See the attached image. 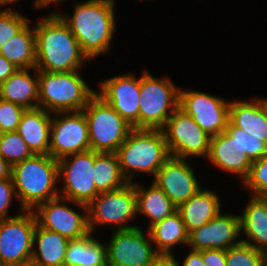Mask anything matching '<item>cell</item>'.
I'll return each mask as SVG.
<instances>
[{
  "label": "cell",
  "instance_id": "6da1fadb",
  "mask_svg": "<svg viewBox=\"0 0 267 266\" xmlns=\"http://www.w3.org/2000/svg\"><path fill=\"white\" fill-rule=\"evenodd\" d=\"M36 71L70 72L87 56L60 14L53 12L35 27Z\"/></svg>",
  "mask_w": 267,
  "mask_h": 266
},
{
  "label": "cell",
  "instance_id": "7a4b0ae2",
  "mask_svg": "<svg viewBox=\"0 0 267 266\" xmlns=\"http://www.w3.org/2000/svg\"><path fill=\"white\" fill-rule=\"evenodd\" d=\"M113 3V0H87L75 5L71 19L61 16L89 60L110 47L115 32Z\"/></svg>",
  "mask_w": 267,
  "mask_h": 266
},
{
  "label": "cell",
  "instance_id": "3957f363",
  "mask_svg": "<svg viewBox=\"0 0 267 266\" xmlns=\"http://www.w3.org/2000/svg\"><path fill=\"white\" fill-rule=\"evenodd\" d=\"M11 177L23 211L58 197V160L49 154H33L14 164Z\"/></svg>",
  "mask_w": 267,
  "mask_h": 266
},
{
  "label": "cell",
  "instance_id": "277c9868",
  "mask_svg": "<svg viewBox=\"0 0 267 266\" xmlns=\"http://www.w3.org/2000/svg\"><path fill=\"white\" fill-rule=\"evenodd\" d=\"M116 154L121 172L129 183L134 176L130 169L152 173L155 176L159 168L170 158L163 131L150 129L133 128Z\"/></svg>",
  "mask_w": 267,
  "mask_h": 266
},
{
  "label": "cell",
  "instance_id": "5b68a950",
  "mask_svg": "<svg viewBox=\"0 0 267 266\" xmlns=\"http://www.w3.org/2000/svg\"><path fill=\"white\" fill-rule=\"evenodd\" d=\"M38 107L47 112L82 111L97 93L88 87L77 70L70 72L38 71Z\"/></svg>",
  "mask_w": 267,
  "mask_h": 266
},
{
  "label": "cell",
  "instance_id": "8992f818",
  "mask_svg": "<svg viewBox=\"0 0 267 266\" xmlns=\"http://www.w3.org/2000/svg\"><path fill=\"white\" fill-rule=\"evenodd\" d=\"M82 111L88 125L90 150L94 152L116 153L133 129L97 94Z\"/></svg>",
  "mask_w": 267,
  "mask_h": 266
},
{
  "label": "cell",
  "instance_id": "52a82bcc",
  "mask_svg": "<svg viewBox=\"0 0 267 266\" xmlns=\"http://www.w3.org/2000/svg\"><path fill=\"white\" fill-rule=\"evenodd\" d=\"M179 101L180 90L169 79L157 80L147 72L143 73L140 77L139 129L162 130L179 107Z\"/></svg>",
  "mask_w": 267,
  "mask_h": 266
},
{
  "label": "cell",
  "instance_id": "ba28073f",
  "mask_svg": "<svg viewBox=\"0 0 267 266\" xmlns=\"http://www.w3.org/2000/svg\"><path fill=\"white\" fill-rule=\"evenodd\" d=\"M88 228L90 233L95 224H117V230H127L136 226L123 225L137 214V195L134 183L107 192L99 193L88 205ZM123 225V226H122Z\"/></svg>",
  "mask_w": 267,
  "mask_h": 266
},
{
  "label": "cell",
  "instance_id": "9c48e42d",
  "mask_svg": "<svg viewBox=\"0 0 267 266\" xmlns=\"http://www.w3.org/2000/svg\"><path fill=\"white\" fill-rule=\"evenodd\" d=\"M72 156V161L70 158ZM69 158V159H68ZM95 152L92 150L68 155L58 160V174L63 175L64 194L62 199L83 207L99 194L94 183Z\"/></svg>",
  "mask_w": 267,
  "mask_h": 266
},
{
  "label": "cell",
  "instance_id": "30bf717a",
  "mask_svg": "<svg viewBox=\"0 0 267 266\" xmlns=\"http://www.w3.org/2000/svg\"><path fill=\"white\" fill-rule=\"evenodd\" d=\"M162 131L170 157L208 156L211 136L180 107L172 112Z\"/></svg>",
  "mask_w": 267,
  "mask_h": 266
},
{
  "label": "cell",
  "instance_id": "8fae6325",
  "mask_svg": "<svg viewBox=\"0 0 267 266\" xmlns=\"http://www.w3.org/2000/svg\"><path fill=\"white\" fill-rule=\"evenodd\" d=\"M37 225L33 210L0 220V264L16 266L31 261Z\"/></svg>",
  "mask_w": 267,
  "mask_h": 266
},
{
  "label": "cell",
  "instance_id": "7c38bea8",
  "mask_svg": "<svg viewBox=\"0 0 267 266\" xmlns=\"http://www.w3.org/2000/svg\"><path fill=\"white\" fill-rule=\"evenodd\" d=\"M57 114H66V117L51 120L49 155L60 160L90 150L88 125L83 111Z\"/></svg>",
  "mask_w": 267,
  "mask_h": 266
},
{
  "label": "cell",
  "instance_id": "4fadbf2b",
  "mask_svg": "<svg viewBox=\"0 0 267 266\" xmlns=\"http://www.w3.org/2000/svg\"><path fill=\"white\" fill-rule=\"evenodd\" d=\"M229 105V102L203 92L180 91L179 107L211 137L225 131Z\"/></svg>",
  "mask_w": 267,
  "mask_h": 266
},
{
  "label": "cell",
  "instance_id": "5bb4252c",
  "mask_svg": "<svg viewBox=\"0 0 267 266\" xmlns=\"http://www.w3.org/2000/svg\"><path fill=\"white\" fill-rule=\"evenodd\" d=\"M144 237L139 227L116 230L107 246L108 264L110 266H151L158 255L149 244L151 240ZM147 239V240H146Z\"/></svg>",
  "mask_w": 267,
  "mask_h": 266
},
{
  "label": "cell",
  "instance_id": "9a60e30c",
  "mask_svg": "<svg viewBox=\"0 0 267 266\" xmlns=\"http://www.w3.org/2000/svg\"><path fill=\"white\" fill-rule=\"evenodd\" d=\"M96 93L108 103L132 128L139 129L140 78L117 76L101 83Z\"/></svg>",
  "mask_w": 267,
  "mask_h": 266
},
{
  "label": "cell",
  "instance_id": "2e32d148",
  "mask_svg": "<svg viewBox=\"0 0 267 266\" xmlns=\"http://www.w3.org/2000/svg\"><path fill=\"white\" fill-rule=\"evenodd\" d=\"M59 196L39 204L35 213L37 225L63 235L68 240L80 239L90 233L88 216L79 215L65 204H59Z\"/></svg>",
  "mask_w": 267,
  "mask_h": 266
},
{
  "label": "cell",
  "instance_id": "e0dca14e",
  "mask_svg": "<svg viewBox=\"0 0 267 266\" xmlns=\"http://www.w3.org/2000/svg\"><path fill=\"white\" fill-rule=\"evenodd\" d=\"M178 207L200 190L185 159L170 157L157 171L154 182Z\"/></svg>",
  "mask_w": 267,
  "mask_h": 266
},
{
  "label": "cell",
  "instance_id": "ac0fdd59",
  "mask_svg": "<svg viewBox=\"0 0 267 266\" xmlns=\"http://www.w3.org/2000/svg\"><path fill=\"white\" fill-rule=\"evenodd\" d=\"M241 232L240 216L218 214L209 222L188 234V245L193 250H227L240 244L236 237Z\"/></svg>",
  "mask_w": 267,
  "mask_h": 266
},
{
  "label": "cell",
  "instance_id": "d6986e66",
  "mask_svg": "<svg viewBox=\"0 0 267 266\" xmlns=\"http://www.w3.org/2000/svg\"><path fill=\"white\" fill-rule=\"evenodd\" d=\"M255 101L253 103L230 102L229 122L234 127L243 129L246 133L267 143V100Z\"/></svg>",
  "mask_w": 267,
  "mask_h": 266
},
{
  "label": "cell",
  "instance_id": "ffe728a7",
  "mask_svg": "<svg viewBox=\"0 0 267 266\" xmlns=\"http://www.w3.org/2000/svg\"><path fill=\"white\" fill-rule=\"evenodd\" d=\"M50 115L43 108L26 109L16 131L34 154H49Z\"/></svg>",
  "mask_w": 267,
  "mask_h": 266
},
{
  "label": "cell",
  "instance_id": "44dd1931",
  "mask_svg": "<svg viewBox=\"0 0 267 266\" xmlns=\"http://www.w3.org/2000/svg\"><path fill=\"white\" fill-rule=\"evenodd\" d=\"M188 234L209 222L220 213V201L216 193L199 190L189 200L177 207Z\"/></svg>",
  "mask_w": 267,
  "mask_h": 266
},
{
  "label": "cell",
  "instance_id": "7402d4cb",
  "mask_svg": "<svg viewBox=\"0 0 267 266\" xmlns=\"http://www.w3.org/2000/svg\"><path fill=\"white\" fill-rule=\"evenodd\" d=\"M207 157L215 166L241 175L243 181L247 178L252 165L246 154L236 152L234 141L225 131L211 137Z\"/></svg>",
  "mask_w": 267,
  "mask_h": 266
},
{
  "label": "cell",
  "instance_id": "603a6c76",
  "mask_svg": "<svg viewBox=\"0 0 267 266\" xmlns=\"http://www.w3.org/2000/svg\"><path fill=\"white\" fill-rule=\"evenodd\" d=\"M27 70L17 69L0 84V98L21 105L26 109H33L38 107V74L36 79H32ZM31 100L37 102L33 103Z\"/></svg>",
  "mask_w": 267,
  "mask_h": 266
},
{
  "label": "cell",
  "instance_id": "cb8c5ba5",
  "mask_svg": "<svg viewBox=\"0 0 267 266\" xmlns=\"http://www.w3.org/2000/svg\"><path fill=\"white\" fill-rule=\"evenodd\" d=\"M36 241L40 253L33 250L31 261L39 266H64L69 242L67 238L57 232L36 225L33 234V245Z\"/></svg>",
  "mask_w": 267,
  "mask_h": 266
},
{
  "label": "cell",
  "instance_id": "d4e9b609",
  "mask_svg": "<svg viewBox=\"0 0 267 266\" xmlns=\"http://www.w3.org/2000/svg\"><path fill=\"white\" fill-rule=\"evenodd\" d=\"M241 230L256 244L242 240L243 243L262 250L267 247V198L252 196L242 216Z\"/></svg>",
  "mask_w": 267,
  "mask_h": 266
},
{
  "label": "cell",
  "instance_id": "484cf974",
  "mask_svg": "<svg viewBox=\"0 0 267 266\" xmlns=\"http://www.w3.org/2000/svg\"><path fill=\"white\" fill-rule=\"evenodd\" d=\"M69 240L64 266H104L108 264L107 246L91 237Z\"/></svg>",
  "mask_w": 267,
  "mask_h": 266
},
{
  "label": "cell",
  "instance_id": "4316f807",
  "mask_svg": "<svg viewBox=\"0 0 267 266\" xmlns=\"http://www.w3.org/2000/svg\"><path fill=\"white\" fill-rule=\"evenodd\" d=\"M0 54L18 69H31L36 65L35 29L29 23L0 48Z\"/></svg>",
  "mask_w": 267,
  "mask_h": 266
},
{
  "label": "cell",
  "instance_id": "83f0119b",
  "mask_svg": "<svg viewBox=\"0 0 267 266\" xmlns=\"http://www.w3.org/2000/svg\"><path fill=\"white\" fill-rule=\"evenodd\" d=\"M137 195V212L144 213L151 219L150 227L177 211V206L153 183L148 190L134 184Z\"/></svg>",
  "mask_w": 267,
  "mask_h": 266
},
{
  "label": "cell",
  "instance_id": "f1b7e54d",
  "mask_svg": "<svg viewBox=\"0 0 267 266\" xmlns=\"http://www.w3.org/2000/svg\"><path fill=\"white\" fill-rule=\"evenodd\" d=\"M147 233L157 244L158 254H171L170 248L175 244H188V232L178 211L149 227Z\"/></svg>",
  "mask_w": 267,
  "mask_h": 266
},
{
  "label": "cell",
  "instance_id": "f546056e",
  "mask_svg": "<svg viewBox=\"0 0 267 266\" xmlns=\"http://www.w3.org/2000/svg\"><path fill=\"white\" fill-rule=\"evenodd\" d=\"M94 183L99 193L117 190L128 184L116 153L95 152Z\"/></svg>",
  "mask_w": 267,
  "mask_h": 266
},
{
  "label": "cell",
  "instance_id": "4dcf8cb0",
  "mask_svg": "<svg viewBox=\"0 0 267 266\" xmlns=\"http://www.w3.org/2000/svg\"><path fill=\"white\" fill-rule=\"evenodd\" d=\"M225 132L234 141L238 154H246L253 162L267 155V143L246 133L243 129L234 127L229 121Z\"/></svg>",
  "mask_w": 267,
  "mask_h": 266
},
{
  "label": "cell",
  "instance_id": "1f68e13d",
  "mask_svg": "<svg viewBox=\"0 0 267 266\" xmlns=\"http://www.w3.org/2000/svg\"><path fill=\"white\" fill-rule=\"evenodd\" d=\"M33 154L17 131L0 133V156L11 166Z\"/></svg>",
  "mask_w": 267,
  "mask_h": 266
},
{
  "label": "cell",
  "instance_id": "d6a6232c",
  "mask_svg": "<svg viewBox=\"0 0 267 266\" xmlns=\"http://www.w3.org/2000/svg\"><path fill=\"white\" fill-rule=\"evenodd\" d=\"M227 266H263L261 250L241 242L226 250Z\"/></svg>",
  "mask_w": 267,
  "mask_h": 266
},
{
  "label": "cell",
  "instance_id": "836d02e7",
  "mask_svg": "<svg viewBox=\"0 0 267 266\" xmlns=\"http://www.w3.org/2000/svg\"><path fill=\"white\" fill-rule=\"evenodd\" d=\"M254 196L267 198V155L252 162L249 174L243 181Z\"/></svg>",
  "mask_w": 267,
  "mask_h": 266
},
{
  "label": "cell",
  "instance_id": "e575fe53",
  "mask_svg": "<svg viewBox=\"0 0 267 266\" xmlns=\"http://www.w3.org/2000/svg\"><path fill=\"white\" fill-rule=\"evenodd\" d=\"M28 24L25 16L10 10L0 11V48Z\"/></svg>",
  "mask_w": 267,
  "mask_h": 266
},
{
  "label": "cell",
  "instance_id": "d590c367",
  "mask_svg": "<svg viewBox=\"0 0 267 266\" xmlns=\"http://www.w3.org/2000/svg\"><path fill=\"white\" fill-rule=\"evenodd\" d=\"M26 108L0 98V133L16 131Z\"/></svg>",
  "mask_w": 267,
  "mask_h": 266
},
{
  "label": "cell",
  "instance_id": "8d00e7d4",
  "mask_svg": "<svg viewBox=\"0 0 267 266\" xmlns=\"http://www.w3.org/2000/svg\"><path fill=\"white\" fill-rule=\"evenodd\" d=\"M14 194H16V191L12 177L0 180V220L9 218L7 210Z\"/></svg>",
  "mask_w": 267,
  "mask_h": 266
},
{
  "label": "cell",
  "instance_id": "74e56055",
  "mask_svg": "<svg viewBox=\"0 0 267 266\" xmlns=\"http://www.w3.org/2000/svg\"><path fill=\"white\" fill-rule=\"evenodd\" d=\"M202 259L205 266H227L226 250L203 249Z\"/></svg>",
  "mask_w": 267,
  "mask_h": 266
},
{
  "label": "cell",
  "instance_id": "f35d334b",
  "mask_svg": "<svg viewBox=\"0 0 267 266\" xmlns=\"http://www.w3.org/2000/svg\"><path fill=\"white\" fill-rule=\"evenodd\" d=\"M18 68L0 54V84L7 80Z\"/></svg>",
  "mask_w": 267,
  "mask_h": 266
},
{
  "label": "cell",
  "instance_id": "ab89813d",
  "mask_svg": "<svg viewBox=\"0 0 267 266\" xmlns=\"http://www.w3.org/2000/svg\"><path fill=\"white\" fill-rule=\"evenodd\" d=\"M151 266H180L172 254H158Z\"/></svg>",
  "mask_w": 267,
  "mask_h": 266
},
{
  "label": "cell",
  "instance_id": "60d3db41",
  "mask_svg": "<svg viewBox=\"0 0 267 266\" xmlns=\"http://www.w3.org/2000/svg\"><path fill=\"white\" fill-rule=\"evenodd\" d=\"M183 266H205L202 259V250H192L184 260Z\"/></svg>",
  "mask_w": 267,
  "mask_h": 266
},
{
  "label": "cell",
  "instance_id": "b9f144b4",
  "mask_svg": "<svg viewBox=\"0 0 267 266\" xmlns=\"http://www.w3.org/2000/svg\"><path fill=\"white\" fill-rule=\"evenodd\" d=\"M12 166L0 156V180L11 178Z\"/></svg>",
  "mask_w": 267,
  "mask_h": 266
},
{
  "label": "cell",
  "instance_id": "7bdbcfd3",
  "mask_svg": "<svg viewBox=\"0 0 267 266\" xmlns=\"http://www.w3.org/2000/svg\"><path fill=\"white\" fill-rule=\"evenodd\" d=\"M62 2L64 0H36L35 1V6L36 7H43V6H46V5H49L50 3L52 2Z\"/></svg>",
  "mask_w": 267,
  "mask_h": 266
},
{
  "label": "cell",
  "instance_id": "ee69618b",
  "mask_svg": "<svg viewBox=\"0 0 267 266\" xmlns=\"http://www.w3.org/2000/svg\"><path fill=\"white\" fill-rule=\"evenodd\" d=\"M267 247L263 248L261 250V255H262V265L263 266H267V250H266Z\"/></svg>",
  "mask_w": 267,
  "mask_h": 266
},
{
  "label": "cell",
  "instance_id": "f6af8a7d",
  "mask_svg": "<svg viewBox=\"0 0 267 266\" xmlns=\"http://www.w3.org/2000/svg\"><path fill=\"white\" fill-rule=\"evenodd\" d=\"M16 266H39V265L34 263L33 261H29V262L22 263V264H19V265H16Z\"/></svg>",
  "mask_w": 267,
  "mask_h": 266
},
{
  "label": "cell",
  "instance_id": "bcb514c9",
  "mask_svg": "<svg viewBox=\"0 0 267 266\" xmlns=\"http://www.w3.org/2000/svg\"><path fill=\"white\" fill-rule=\"evenodd\" d=\"M14 1H17V0H0V5H4V4H9L11 2H14Z\"/></svg>",
  "mask_w": 267,
  "mask_h": 266
}]
</instances>
